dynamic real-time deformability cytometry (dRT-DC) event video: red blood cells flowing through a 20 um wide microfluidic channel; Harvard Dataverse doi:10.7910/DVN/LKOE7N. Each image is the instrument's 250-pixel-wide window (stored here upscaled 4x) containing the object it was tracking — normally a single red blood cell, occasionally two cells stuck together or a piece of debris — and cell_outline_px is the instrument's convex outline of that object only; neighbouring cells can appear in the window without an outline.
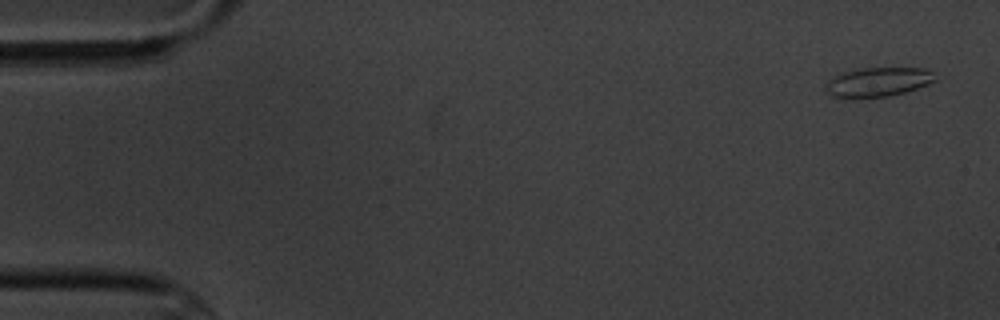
{"species": "common noctule bat (a hibernating species)", "species_latin": "Nyctalus noctula", "temperature_condition": "cold", "stored_images_in_passage": 15, "camera_frame_rate_fps": 3000, "um_per_image_px": 0.085, "animal": {"sex": "male", "body_mass_g": 20.1, "forearm_length_mm": 53.5}, "frame": {"image": 1, "passage_image": 1, "time_ms": 0.0, "image_size_px": [1000, 320], "cell_outline_px": [[936, 80], [928, 84], [904, 92], [888, 96], [832, 96], [824, 88], [824, 84], [832, 76], [840, 72], [860, 68], [924, 68], [932, 72]], "centroid_in_image_um": [74.6, 6.93], "position_along_channel_um": 10.4, "area_um2": 18.32}}
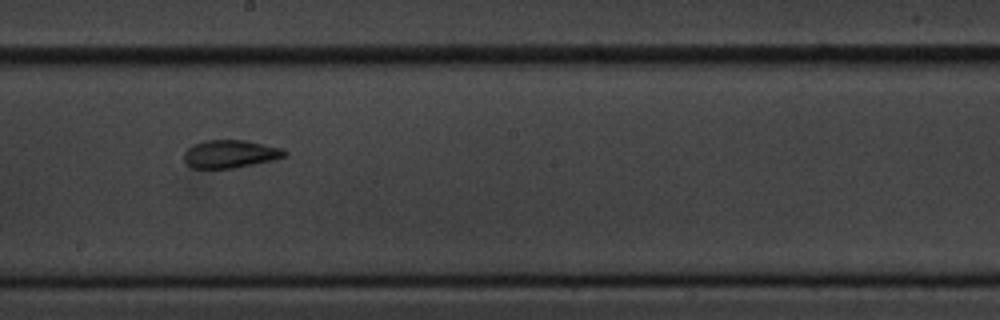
{"frame": {"image": 2, "passage_image": 9, "time_ms": 10.0, "image_size_px": [1000, 320], "cell_outline_px": [[288, 156], [276, 160], [232, 168], [192, 168], [184, 160], [184, 152], [192, 144], [204, 140], [244, 140], [284, 148], [288, 152]], "centroid_in_image_um": [19.62, 13.08], "position_along_channel_um": 228.6, "area_um2": 16.59}}
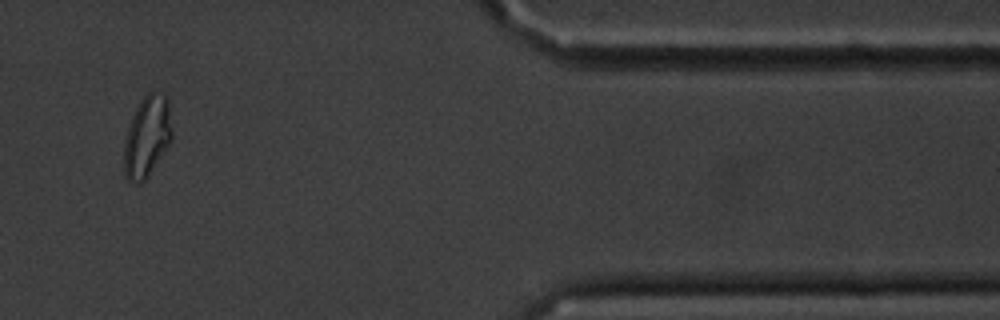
{"frame": {"image": 3, "passage_image": 14, "time_ms": 16.0, "image_size_px": [1000, 320], "cell_outline_px": [[172, 140], [148, 176], [144, 180], [132, 184], [124, 176], [124, 140], [132, 116], [140, 100], [148, 92], [152, 92], [168, 96], [172, 132]], "centroid_in_image_um": [12.5, 11.61], "position_along_channel_um": 398.9, "area_um2": 22.72}, "authors_computed_cell_mechanics": {"area_um2": 17.6868, "velocity_mm_per_s": 3.4383, "shape_relaxation_time_tau1_ms": null, "shape_relaxation_time_tau2_ms": 1.5232, "deformation_change_tau1": null, "deformation_change_tau2": 0.072}}